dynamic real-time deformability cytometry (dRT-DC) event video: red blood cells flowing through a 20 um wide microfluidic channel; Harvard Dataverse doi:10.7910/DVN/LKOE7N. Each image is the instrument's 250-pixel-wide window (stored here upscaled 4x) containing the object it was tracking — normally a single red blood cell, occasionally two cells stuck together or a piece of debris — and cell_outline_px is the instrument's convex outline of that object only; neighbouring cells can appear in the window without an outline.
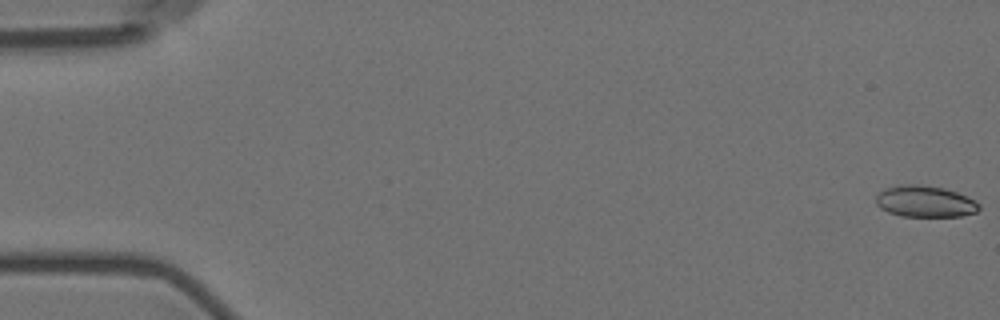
{"species": "Egyptian fruit bat (a non-hibernating species)", "species_latin": "Rousettus aegyptiacus", "temperature_condition": "room temperature", "stored_images_in_passage": 7, "camera_frame_rate_fps": 3000, "um_per_image_px": 0.085, "animal": {"sex": "female"}, "frame": {"image": 1, "passage_image": 1, "time_ms": 0.0, "image_size_px": [1000, 320], "cell_outline_px": [[980, 208], [976, 212], [960, 216], [900, 216], [888, 212], [880, 208], [876, 204], [876, 196], [884, 188], [900, 184], [916, 184], [944, 188], [956, 192], [976, 200], [980, 204]], "centroid_in_image_um": [78.61, 17.12], "position_along_channel_um": 6.4, "area_um2": 18.96}}
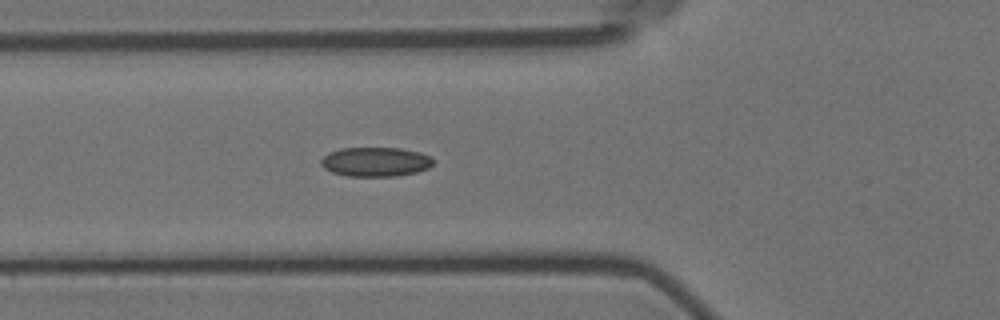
{"frame": {"image": 2, "passage_image": 7, "time_ms": 6.667, "image_size_px": [1000, 320], "cell_outline_px": [[436, 160], [428, 168], [416, 172], [396, 176], [348, 176], [332, 172], [324, 168], [320, 164], [320, 160], [328, 152], [340, 148], [400, 148], [420, 152], [432, 156]], "centroid_in_image_um": [31.93, 13.75], "position_along_channel_um": 93.9, "area_um2": 19.36}}